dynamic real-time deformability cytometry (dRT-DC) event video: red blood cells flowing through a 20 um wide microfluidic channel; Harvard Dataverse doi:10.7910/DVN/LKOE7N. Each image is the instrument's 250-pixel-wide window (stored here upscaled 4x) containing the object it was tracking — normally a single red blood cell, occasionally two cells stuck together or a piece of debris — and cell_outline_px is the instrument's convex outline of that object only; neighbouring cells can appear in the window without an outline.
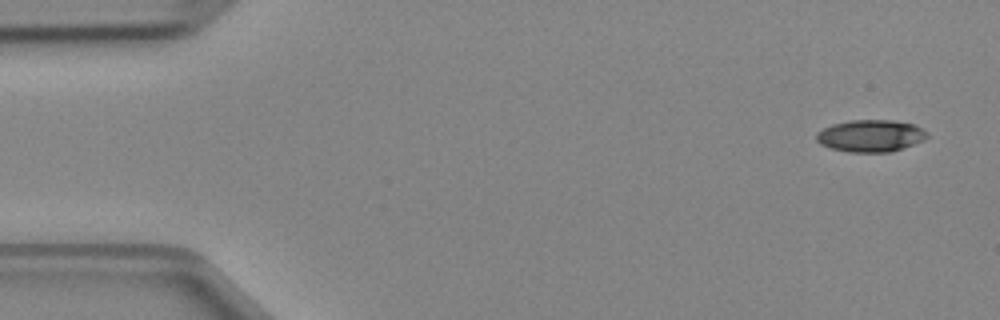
{"species": "Egyptian fruit bat (a non-hibernating species)", "species_latin": "Rousettus aegyptiacus", "temperature_condition": "cold", "stored_images_in_passage": 4, "camera_frame_rate_fps": 3000, "um_per_image_px": 0.085, "animal": {"sex": "female"}, "frame": {"image": 1, "passage_image": 1, "time_ms": 0.0, "image_size_px": [1000, 320], "cell_outline_px": [[928, 136], [924, 140], [892, 152], [848, 152], [832, 148], [820, 144], [816, 140], [816, 132], [832, 124], [848, 120], [892, 120], [912, 124], [928, 132]], "centroid_in_image_um": [73.98, 11.54], "position_along_channel_um": 11.0, "area_um2": 20.69}}
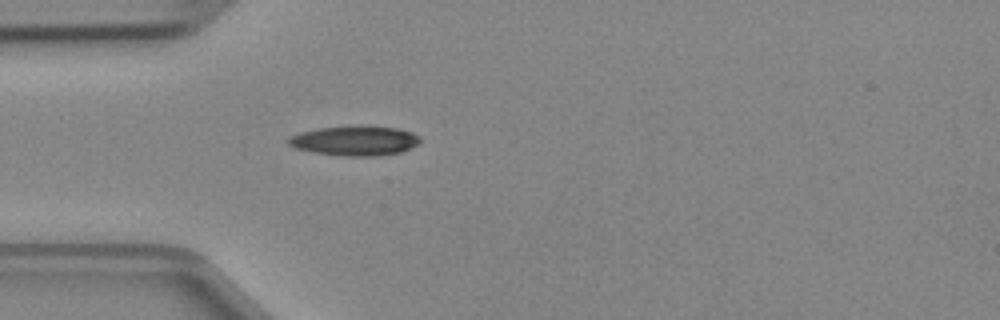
{"frame": {"image": 2, "passage_image": 4, "time_ms": 1.0, "image_size_px": [1000, 320], "cell_outline_px": [[420, 140], [416, 144], [400, 152], [376, 156], [344, 156], [312, 152], [296, 148], [288, 144], [288, 140], [292, 136], [300, 132], [316, 128], [396, 128], [412, 132], [420, 136]], "centroid_in_image_um": [30.14, 12.0], "position_along_channel_um": 54.9, "area_um2": 21.85}}